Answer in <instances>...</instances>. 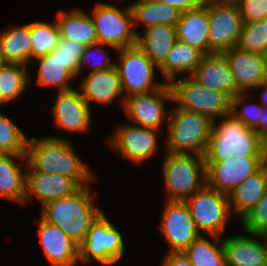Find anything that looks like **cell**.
<instances>
[{"mask_svg": "<svg viewBox=\"0 0 267 266\" xmlns=\"http://www.w3.org/2000/svg\"><path fill=\"white\" fill-rule=\"evenodd\" d=\"M26 157L28 164L35 170L49 174L74 178L81 186L95 179L89 167L76 155L69 139L44 137L28 140Z\"/></svg>", "mask_w": 267, "mask_h": 266, "instance_id": "6da1fadb", "label": "cell"}, {"mask_svg": "<svg viewBox=\"0 0 267 266\" xmlns=\"http://www.w3.org/2000/svg\"><path fill=\"white\" fill-rule=\"evenodd\" d=\"M94 201L89 185H84L75 193L45 204L40 209V216L62 229L79 246L104 212Z\"/></svg>", "mask_w": 267, "mask_h": 266, "instance_id": "7a4b0ae2", "label": "cell"}, {"mask_svg": "<svg viewBox=\"0 0 267 266\" xmlns=\"http://www.w3.org/2000/svg\"><path fill=\"white\" fill-rule=\"evenodd\" d=\"M265 140L229 114L218 124L212 121L204 160H230L232 158L263 157Z\"/></svg>", "mask_w": 267, "mask_h": 266, "instance_id": "3957f363", "label": "cell"}, {"mask_svg": "<svg viewBox=\"0 0 267 266\" xmlns=\"http://www.w3.org/2000/svg\"><path fill=\"white\" fill-rule=\"evenodd\" d=\"M167 127L168 152L204 155L212 129L207 116L176 106L170 109Z\"/></svg>", "mask_w": 267, "mask_h": 266, "instance_id": "277c9868", "label": "cell"}, {"mask_svg": "<svg viewBox=\"0 0 267 266\" xmlns=\"http://www.w3.org/2000/svg\"><path fill=\"white\" fill-rule=\"evenodd\" d=\"M162 163L167 200L186 201L206 185V164L203 156L167 152Z\"/></svg>", "mask_w": 267, "mask_h": 266, "instance_id": "5b68a950", "label": "cell"}, {"mask_svg": "<svg viewBox=\"0 0 267 266\" xmlns=\"http://www.w3.org/2000/svg\"><path fill=\"white\" fill-rule=\"evenodd\" d=\"M185 76L169 83L175 106L207 116L211 121L231 114V98L227 94L204 87L192 76Z\"/></svg>", "mask_w": 267, "mask_h": 266, "instance_id": "8992f818", "label": "cell"}, {"mask_svg": "<svg viewBox=\"0 0 267 266\" xmlns=\"http://www.w3.org/2000/svg\"><path fill=\"white\" fill-rule=\"evenodd\" d=\"M124 252L122 234L103 212L79 244V262L86 264L93 259L106 266L113 265L122 258Z\"/></svg>", "mask_w": 267, "mask_h": 266, "instance_id": "52a82bcc", "label": "cell"}, {"mask_svg": "<svg viewBox=\"0 0 267 266\" xmlns=\"http://www.w3.org/2000/svg\"><path fill=\"white\" fill-rule=\"evenodd\" d=\"M91 17L98 42L117 51L137 44L130 6L123 10L111 3L99 2L94 6Z\"/></svg>", "mask_w": 267, "mask_h": 266, "instance_id": "ba28073f", "label": "cell"}, {"mask_svg": "<svg viewBox=\"0 0 267 266\" xmlns=\"http://www.w3.org/2000/svg\"><path fill=\"white\" fill-rule=\"evenodd\" d=\"M185 202L199 232L224 236L232 213L228 195L205 185Z\"/></svg>", "mask_w": 267, "mask_h": 266, "instance_id": "9c48e42d", "label": "cell"}, {"mask_svg": "<svg viewBox=\"0 0 267 266\" xmlns=\"http://www.w3.org/2000/svg\"><path fill=\"white\" fill-rule=\"evenodd\" d=\"M117 52L119 62L115 66L125 97L159 90L166 83L155 80V68L158 67L137 44Z\"/></svg>", "mask_w": 267, "mask_h": 266, "instance_id": "30bf717a", "label": "cell"}, {"mask_svg": "<svg viewBox=\"0 0 267 266\" xmlns=\"http://www.w3.org/2000/svg\"><path fill=\"white\" fill-rule=\"evenodd\" d=\"M167 101L173 102L169 83H165L156 91L125 97L122 108L130 122L132 121L136 125L160 131L164 119H166L167 124L170 112L164 106Z\"/></svg>", "mask_w": 267, "mask_h": 266, "instance_id": "8fae6325", "label": "cell"}, {"mask_svg": "<svg viewBox=\"0 0 267 266\" xmlns=\"http://www.w3.org/2000/svg\"><path fill=\"white\" fill-rule=\"evenodd\" d=\"M209 48L214 53L236 47L243 25L242 16L237 3H208Z\"/></svg>", "mask_w": 267, "mask_h": 266, "instance_id": "7c38bea8", "label": "cell"}, {"mask_svg": "<svg viewBox=\"0 0 267 266\" xmlns=\"http://www.w3.org/2000/svg\"><path fill=\"white\" fill-rule=\"evenodd\" d=\"M160 231L171 252H184L200 235L185 201L166 200Z\"/></svg>", "mask_w": 267, "mask_h": 266, "instance_id": "4fadbf2b", "label": "cell"}, {"mask_svg": "<svg viewBox=\"0 0 267 266\" xmlns=\"http://www.w3.org/2000/svg\"><path fill=\"white\" fill-rule=\"evenodd\" d=\"M206 185L229 195L243 181L263 167V157L205 160Z\"/></svg>", "mask_w": 267, "mask_h": 266, "instance_id": "5bb4252c", "label": "cell"}, {"mask_svg": "<svg viewBox=\"0 0 267 266\" xmlns=\"http://www.w3.org/2000/svg\"><path fill=\"white\" fill-rule=\"evenodd\" d=\"M159 132L132 122L128 125H119L108 139L109 145L128 161L141 164L159 150Z\"/></svg>", "mask_w": 267, "mask_h": 266, "instance_id": "9a60e30c", "label": "cell"}, {"mask_svg": "<svg viewBox=\"0 0 267 266\" xmlns=\"http://www.w3.org/2000/svg\"><path fill=\"white\" fill-rule=\"evenodd\" d=\"M52 114L54 126L69 133H82L90 129L91 108L83 99L81 92L75 88L57 91Z\"/></svg>", "mask_w": 267, "mask_h": 266, "instance_id": "2e32d148", "label": "cell"}, {"mask_svg": "<svg viewBox=\"0 0 267 266\" xmlns=\"http://www.w3.org/2000/svg\"><path fill=\"white\" fill-rule=\"evenodd\" d=\"M26 193L25 203L36 197L40 206L68 196L78 191L82 186L72 177L35 171L26 162ZM32 198V199H31ZM31 200V201H30Z\"/></svg>", "mask_w": 267, "mask_h": 266, "instance_id": "e0dca14e", "label": "cell"}, {"mask_svg": "<svg viewBox=\"0 0 267 266\" xmlns=\"http://www.w3.org/2000/svg\"><path fill=\"white\" fill-rule=\"evenodd\" d=\"M241 92L257 89L266 81L267 65L261 53L249 52L237 46L222 52Z\"/></svg>", "mask_w": 267, "mask_h": 266, "instance_id": "ac0fdd59", "label": "cell"}, {"mask_svg": "<svg viewBox=\"0 0 267 266\" xmlns=\"http://www.w3.org/2000/svg\"><path fill=\"white\" fill-rule=\"evenodd\" d=\"M38 225L39 243L49 266H78L79 246L62 229L42 217Z\"/></svg>", "mask_w": 267, "mask_h": 266, "instance_id": "d6986e66", "label": "cell"}, {"mask_svg": "<svg viewBox=\"0 0 267 266\" xmlns=\"http://www.w3.org/2000/svg\"><path fill=\"white\" fill-rule=\"evenodd\" d=\"M79 90L89 106L91 102L103 106L104 104L111 105L119 97L122 101L121 106H124L125 96L116 66L106 70L89 72L80 82Z\"/></svg>", "mask_w": 267, "mask_h": 266, "instance_id": "ffe728a7", "label": "cell"}, {"mask_svg": "<svg viewBox=\"0 0 267 266\" xmlns=\"http://www.w3.org/2000/svg\"><path fill=\"white\" fill-rule=\"evenodd\" d=\"M259 238L260 234L250 232L225 236L223 247L226 266H267L266 247Z\"/></svg>", "mask_w": 267, "mask_h": 266, "instance_id": "44dd1931", "label": "cell"}, {"mask_svg": "<svg viewBox=\"0 0 267 266\" xmlns=\"http://www.w3.org/2000/svg\"><path fill=\"white\" fill-rule=\"evenodd\" d=\"M192 77L204 87L221 91L230 98L241 92L222 53L204 54Z\"/></svg>", "mask_w": 267, "mask_h": 266, "instance_id": "7402d4cb", "label": "cell"}, {"mask_svg": "<svg viewBox=\"0 0 267 266\" xmlns=\"http://www.w3.org/2000/svg\"><path fill=\"white\" fill-rule=\"evenodd\" d=\"M209 14L208 3L195 9L182 12L176 23L177 40L197 48L203 54L214 53L208 41Z\"/></svg>", "mask_w": 267, "mask_h": 266, "instance_id": "603a6c76", "label": "cell"}, {"mask_svg": "<svg viewBox=\"0 0 267 266\" xmlns=\"http://www.w3.org/2000/svg\"><path fill=\"white\" fill-rule=\"evenodd\" d=\"M22 159L28 162L26 156L0 153V197L25 205L27 171L22 170Z\"/></svg>", "mask_w": 267, "mask_h": 266, "instance_id": "cb8c5ba5", "label": "cell"}, {"mask_svg": "<svg viewBox=\"0 0 267 266\" xmlns=\"http://www.w3.org/2000/svg\"><path fill=\"white\" fill-rule=\"evenodd\" d=\"M0 56L3 63L28 66L33 61L30 23L0 31Z\"/></svg>", "mask_w": 267, "mask_h": 266, "instance_id": "d4e9b609", "label": "cell"}, {"mask_svg": "<svg viewBox=\"0 0 267 266\" xmlns=\"http://www.w3.org/2000/svg\"><path fill=\"white\" fill-rule=\"evenodd\" d=\"M56 23L62 39L80 43L84 47L98 42L94 21L88 13L80 9L58 11Z\"/></svg>", "mask_w": 267, "mask_h": 266, "instance_id": "484cf974", "label": "cell"}, {"mask_svg": "<svg viewBox=\"0 0 267 266\" xmlns=\"http://www.w3.org/2000/svg\"><path fill=\"white\" fill-rule=\"evenodd\" d=\"M132 16L135 33L138 24L149 28L158 24L176 26L180 20L182 11L172 5L157 0H136L129 5Z\"/></svg>", "mask_w": 267, "mask_h": 266, "instance_id": "4316f807", "label": "cell"}, {"mask_svg": "<svg viewBox=\"0 0 267 266\" xmlns=\"http://www.w3.org/2000/svg\"><path fill=\"white\" fill-rule=\"evenodd\" d=\"M143 31L142 35H137V45L159 68L177 40L176 29L174 26L158 24Z\"/></svg>", "mask_w": 267, "mask_h": 266, "instance_id": "83f0119b", "label": "cell"}, {"mask_svg": "<svg viewBox=\"0 0 267 266\" xmlns=\"http://www.w3.org/2000/svg\"><path fill=\"white\" fill-rule=\"evenodd\" d=\"M204 54L197 48L179 40L173 44L165 62L158 68L166 83L175 79L177 74L192 76Z\"/></svg>", "mask_w": 267, "mask_h": 266, "instance_id": "f1b7e54d", "label": "cell"}, {"mask_svg": "<svg viewBox=\"0 0 267 266\" xmlns=\"http://www.w3.org/2000/svg\"><path fill=\"white\" fill-rule=\"evenodd\" d=\"M267 191V175L262 167L255 174L247 177L229 195L231 212L239 213L242 219Z\"/></svg>", "mask_w": 267, "mask_h": 266, "instance_id": "f546056e", "label": "cell"}, {"mask_svg": "<svg viewBox=\"0 0 267 266\" xmlns=\"http://www.w3.org/2000/svg\"><path fill=\"white\" fill-rule=\"evenodd\" d=\"M34 61H37L39 64L37 83L40 86H54L57 87L58 91L73 88L69 83L77 76L67 67L54 50Z\"/></svg>", "mask_w": 267, "mask_h": 266, "instance_id": "4dcf8cb0", "label": "cell"}, {"mask_svg": "<svg viewBox=\"0 0 267 266\" xmlns=\"http://www.w3.org/2000/svg\"><path fill=\"white\" fill-rule=\"evenodd\" d=\"M209 236L212 237L211 241L200 235L184 251L192 266H226L223 239L216 235Z\"/></svg>", "mask_w": 267, "mask_h": 266, "instance_id": "1f68e13d", "label": "cell"}, {"mask_svg": "<svg viewBox=\"0 0 267 266\" xmlns=\"http://www.w3.org/2000/svg\"><path fill=\"white\" fill-rule=\"evenodd\" d=\"M29 76L26 65L3 63L0 66V96L7 105L25 93Z\"/></svg>", "mask_w": 267, "mask_h": 266, "instance_id": "d6a6232c", "label": "cell"}, {"mask_svg": "<svg viewBox=\"0 0 267 266\" xmlns=\"http://www.w3.org/2000/svg\"><path fill=\"white\" fill-rule=\"evenodd\" d=\"M32 42V59L43 57L52 52L61 39L59 27L56 23L35 21L30 23Z\"/></svg>", "mask_w": 267, "mask_h": 266, "instance_id": "836d02e7", "label": "cell"}, {"mask_svg": "<svg viewBox=\"0 0 267 266\" xmlns=\"http://www.w3.org/2000/svg\"><path fill=\"white\" fill-rule=\"evenodd\" d=\"M28 140L11 118L0 113V153L26 156Z\"/></svg>", "mask_w": 267, "mask_h": 266, "instance_id": "e575fe53", "label": "cell"}, {"mask_svg": "<svg viewBox=\"0 0 267 266\" xmlns=\"http://www.w3.org/2000/svg\"><path fill=\"white\" fill-rule=\"evenodd\" d=\"M267 46V18L243 23L237 47L241 50L263 53Z\"/></svg>", "mask_w": 267, "mask_h": 266, "instance_id": "d590c367", "label": "cell"}, {"mask_svg": "<svg viewBox=\"0 0 267 266\" xmlns=\"http://www.w3.org/2000/svg\"><path fill=\"white\" fill-rule=\"evenodd\" d=\"M250 93L240 92L231 98V115L245 126L254 128L260 121L264 107L261 104H246ZM240 108V109H239Z\"/></svg>", "mask_w": 267, "mask_h": 266, "instance_id": "8d00e7d4", "label": "cell"}, {"mask_svg": "<svg viewBox=\"0 0 267 266\" xmlns=\"http://www.w3.org/2000/svg\"><path fill=\"white\" fill-rule=\"evenodd\" d=\"M245 232L261 234L267 230V191L253 208L241 219Z\"/></svg>", "mask_w": 267, "mask_h": 266, "instance_id": "74e56055", "label": "cell"}, {"mask_svg": "<svg viewBox=\"0 0 267 266\" xmlns=\"http://www.w3.org/2000/svg\"><path fill=\"white\" fill-rule=\"evenodd\" d=\"M105 45H107V44H104L102 42H95V43H92L91 45L85 47L84 52H83L81 59H80L79 75L81 74V72L83 71V69L85 68L86 65H89V67H90V64H91L92 69L90 72H97V71H101V70H106L108 68L115 66L116 62L111 61L110 56L108 55L109 51H107V52L103 51L102 47ZM93 54L99 55L98 57L96 56L97 59L99 58L98 61L92 62V60L94 59Z\"/></svg>", "mask_w": 267, "mask_h": 266, "instance_id": "f35d334b", "label": "cell"}, {"mask_svg": "<svg viewBox=\"0 0 267 266\" xmlns=\"http://www.w3.org/2000/svg\"><path fill=\"white\" fill-rule=\"evenodd\" d=\"M84 49L85 47L80 43L61 38L54 51L63 60L67 67L79 77L80 59Z\"/></svg>", "mask_w": 267, "mask_h": 266, "instance_id": "ab89813d", "label": "cell"}, {"mask_svg": "<svg viewBox=\"0 0 267 266\" xmlns=\"http://www.w3.org/2000/svg\"><path fill=\"white\" fill-rule=\"evenodd\" d=\"M243 23L267 18V0H238Z\"/></svg>", "mask_w": 267, "mask_h": 266, "instance_id": "60d3db41", "label": "cell"}, {"mask_svg": "<svg viewBox=\"0 0 267 266\" xmlns=\"http://www.w3.org/2000/svg\"><path fill=\"white\" fill-rule=\"evenodd\" d=\"M161 266H192V264L184 252H168Z\"/></svg>", "mask_w": 267, "mask_h": 266, "instance_id": "b9f144b4", "label": "cell"}, {"mask_svg": "<svg viewBox=\"0 0 267 266\" xmlns=\"http://www.w3.org/2000/svg\"><path fill=\"white\" fill-rule=\"evenodd\" d=\"M178 8L182 12L198 8L203 4L201 0H157Z\"/></svg>", "mask_w": 267, "mask_h": 266, "instance_id": "7bdbcfd3", "label": "cell"}, {"mask_svg": "<svg viewBox=\"0 0 267 266\" xmlns=\"http://www.w3.org/2000/svg\"><path fill=\"white\" fill-rule=\"evenodd\" d=\"M253 129L267 142V108H264L259 123Z\"/></svg>", "mask_w": 267, "mask_h": 266, "instance_id": "ee69618b", "label": "cell"}, {"mask_svg": "<svg viewBox=\"0 0 267 266\" xmlns=\"http://www.w3.org/2000/svg\"><path fill=\"white\" fill-rule=\"evenodd\" d=\"M258 89L263 88V91L260 93V98H261V105L264 108H267V82L262 83L260 86L257 87Z\"/></svg>", "mask_w": 267, "mask_h": 266, "instance_id": "f6af8a7d", "label": "cell"}, {"mask_svg": "<svg viewBox=\"0 0 267 266\" xmlns=\"http://www.w3.org/2000/svg\"><path fill=\"white\" fill-rule=\"evenodd\" d=\"M263 168L267 175V142H265L263 147Z\"/></svg>", "mask_w": 267, "mask_h": 266, "instance_id": "bcb514c9", "label": "cell"}, {"mask_svg": "<svg viewBox=\"0 0 267 266\" xmlns=\"http://www.w3.org/2000/svg\"><path fill=\"white\" fill-rule=\"evenodd\" d=\"M203 3H237L238 0H201Z\"/></svg>", "mask_w": 267, "mask_h": 266, "instance_id": "7dc6e473", "label": "cell"}, {"mask_svg": "<svg viewBox=\"0 0 267 266\" xmlns=\"http://www.w3.org/2000/svg\"><path fill=\"white\" fill-rule=\"evenodd\" d=\"M260 238H261V240H262V239L264 240V244H265L266 251H267V230L263 231V232L260 234Z\"/></svg>", "mask_w": 267, "mask_h": 266, "instance_id": "c3c4849f", "label": "cell"}, {"mask_svg": "<svg viewBox=\"0 0 267 266\" xmlns=\"http://www.w3.org/2000/svg\"><path fill=\"white\" fill-rule=\"evenodd\" d=\"M262 55H263V57H264V59H265V61H266V65H267V46L265 47V50H264V52L262 53Z\"/></svg>", "mask_w": 267, "mask_h": 266, "instance_id": "681fc988", "label": "cell"}, {"mask_svg": "<svg viewBox=\"0 0 267 266\" xmlns=\"http://www.w3.org/2000/svg\"><path fill=\"white\" fill-rule=\"evenodd\" d=\"M4 104H6V103L1 99V96H0V105L2 106Z\"/></svg>", "mask_w": 267, "mask_h": 266, "instance_id": "f907efd6", "label": "cell"}, {"mask_svg": "<svg viewBox=\"0 0 267 266\" xmlns=\"http://www.w3.org/2000/svg\"><path fill=\"white\" fill-rule=\"evenodd\" d=\"M3 64L2 60H1V56H0V66Z\"/></svg>", "mask_w": 267, "mask_h": 266, "instance_id": "816d5d0a", "label": "cell"}]
</instances>
